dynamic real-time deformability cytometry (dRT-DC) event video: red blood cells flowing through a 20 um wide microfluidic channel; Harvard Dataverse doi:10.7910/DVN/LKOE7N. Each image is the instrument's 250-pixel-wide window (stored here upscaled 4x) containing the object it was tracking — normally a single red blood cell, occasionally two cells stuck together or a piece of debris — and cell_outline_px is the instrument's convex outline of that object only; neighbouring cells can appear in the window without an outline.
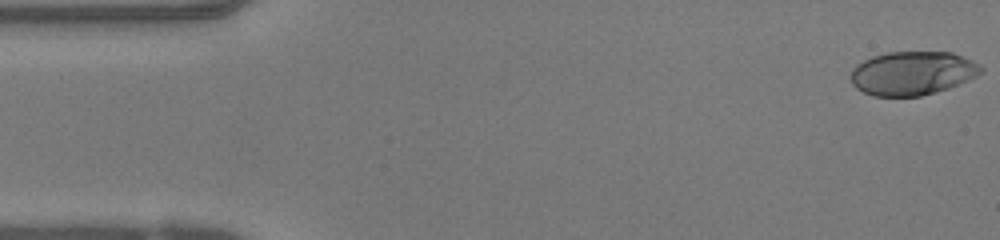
{"species": "human", "species_latin": "Homo sapiens", "temperature_condition": "warm", "stored_images_in_passage": 48, "camera_frame_rate_fps": 3000, "um_per_image_px": 0.085, "donor": {"sex": "female"}, "frame": {"image": 1, "passage_image": 1, "time_ms": 0.0, "image_size_px": [1000, 240], "cell_outline_px": [[984, 72], [968, 80], [948, 88], [936, 92], [920, 96], [872, 96], [856, 88], [852, 84], [852, 68], [856, 64], [872, 56], [888, 52], [952, 52], [972, 60], [980, 64], [984, 68]], "centroid_in_image_um": [77.58, 6.22], "position_along_channel_um": 7.4, "area_um2": 33.29}}
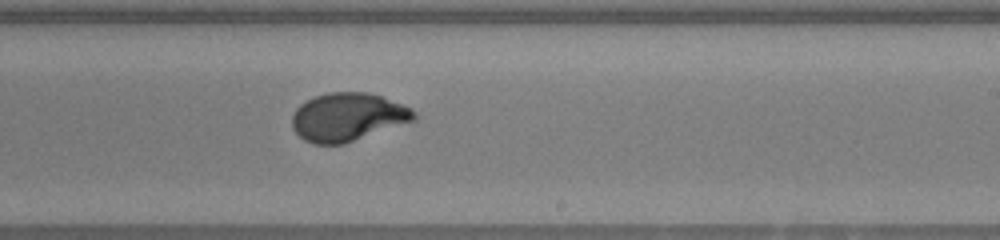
{"frame": {"image": 2, "passage_image": 28, "time_ms": 9.0, "image_size_px": [1000, 240], "cell_outline_px": [[416, 120], [344, 144], [312, 144], [304, 140], [292, 128], [292, 116], [296, 108], [300, 104], [316, 96], [328, 92], [368, 92], [404, 104], [412, 108], [416, 112]], "centroid_in_image_um": [29.57, 9.95], "position_along_channel_um": 259.4, "area_um2": 34.39}}
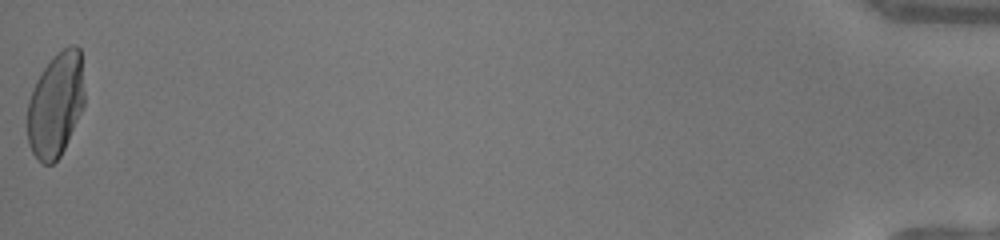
{"frame": {"image": 3, "passage_image": 48, "time_ms": 15.667, "image_size_px": [1000, 240], "cell_outline_px": [[84, 104], [64, 148], [60, 156], [52, 164], [44, 164], [32, 152], [28, 144], [28, 100], [32, 88], [36, 80], [44, 68], [68, 44], [76, 44], [80, 48], [84, 92]], "centroid_in_image_um": [4.73, 8.89], "position_along_channel_um": 430.5, "area_um2": 34.28}, "authors_computed_cell_mechanics": {"area_um2": 33.9286, "velocity_mm_per_s": 4.213, "shape_relaxation_time_tau1_ms": 5.7338, "shape_relaxation_time_tau2_ms": null, "deformation_change_tau1": 0.2523, "deformation_change_tau2": null}}